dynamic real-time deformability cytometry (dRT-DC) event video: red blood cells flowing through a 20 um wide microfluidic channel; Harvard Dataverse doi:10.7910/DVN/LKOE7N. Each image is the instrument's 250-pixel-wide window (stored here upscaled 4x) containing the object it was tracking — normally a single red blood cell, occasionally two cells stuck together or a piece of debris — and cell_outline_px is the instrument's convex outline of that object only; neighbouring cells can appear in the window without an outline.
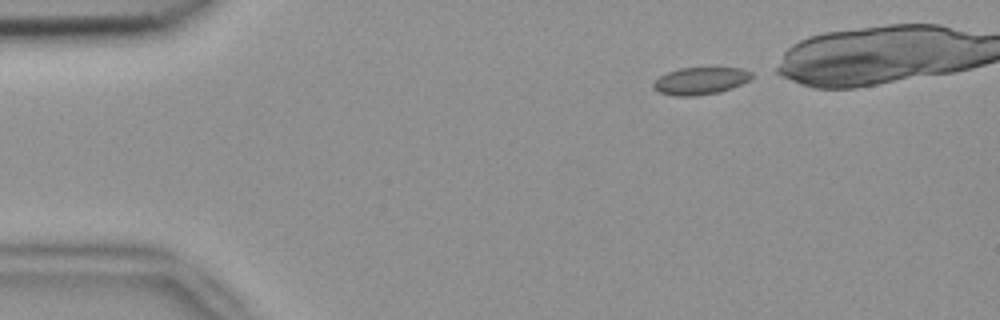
{"species": "common noctule bat (a hibernating species)", "species_latin": "Nyctalus noctula", "temperature_condition": "room temperature", "stored_images_in_passage": 4, "camera_frame_rate_fps": 3000, "um_per_image_px": 0.085, "animal": {"sex": "female", "body_mass_g": 18.4}, "frame": {"image": 1, "passage_image": 1, "time_ms": 0.0, "image_size_px": [1000, 320], "cell_outline_px": [[752, 76], [748, 80], [732, 88], [720, 92], [696, 96], [672, 96], [660, 92], [652, 88], [652, 84], [660, 76], [668, 72], [680, 68], [744, 68], [752, 72]], "centroid_in_image_um": [59.52, 6.88], "position_along_channel_um": 25.5, "area_um2": 15.61}}